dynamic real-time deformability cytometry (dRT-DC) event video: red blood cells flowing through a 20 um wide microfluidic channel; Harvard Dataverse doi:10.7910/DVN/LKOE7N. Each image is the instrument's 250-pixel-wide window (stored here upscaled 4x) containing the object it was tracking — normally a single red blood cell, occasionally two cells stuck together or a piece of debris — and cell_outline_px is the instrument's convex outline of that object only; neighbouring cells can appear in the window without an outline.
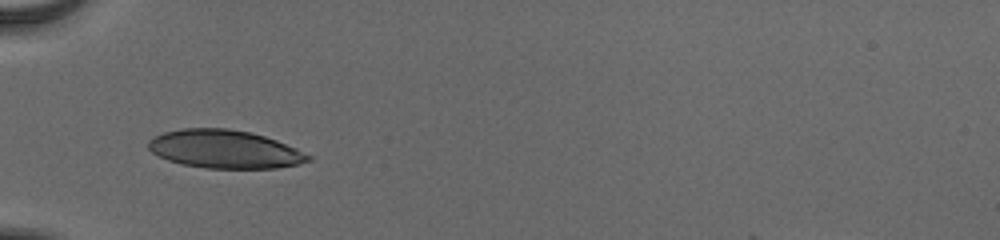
{"species": "human", "species_latin": "Homo sapiens", "temperature_condition": "cold", "stored_images_in_passage": 36, "camera_frame_rate_fps": 3000, "um_per_image_px": 0.085, "donor": {"sex": "male"}, "frame": {"image": 1, "passage_image": 1, "time_ms": 0.0, "image_size_px": [1000, 240], "cell_outline_px": [[312, 160], [296, 164], [276, 168], [204, 168], [180, 164], [168, 160], [152, 152], [148, 148], [148, 140], [164, 132], [180, 128], [228, 128], [248, 132], [264, 136], [276, 140], [296, 148], [312, 156]], "centroid_in_image_um": [19.08, 12.68], "position_along_channel_um": 65.9, "area_um2": 35.55}}
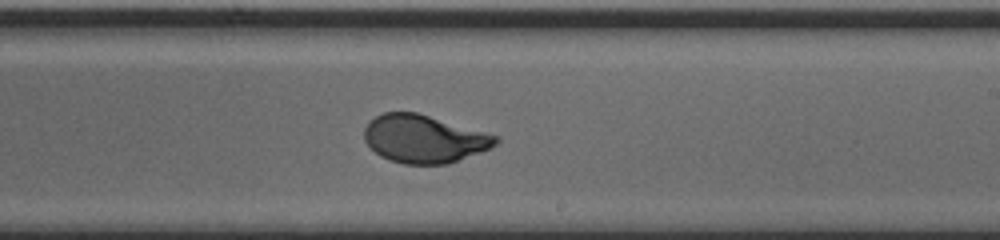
{"frame": {"image": 2, "passage_image": 16, "time_ms": 5.0, "image_size_px": [1000, 240], "cell_outline_px": [[500, 140], [492, 148], [448, 164], [404, 164], [388, 160], [380, 156], [364, 140], [364, 128], [368, 120], [384, 112], [416, 112], [500, 136]], "centroid_in_image_um": [36.05, 11.8], "position_along_channel_um": 253.0, "area_um2": 36.88}}
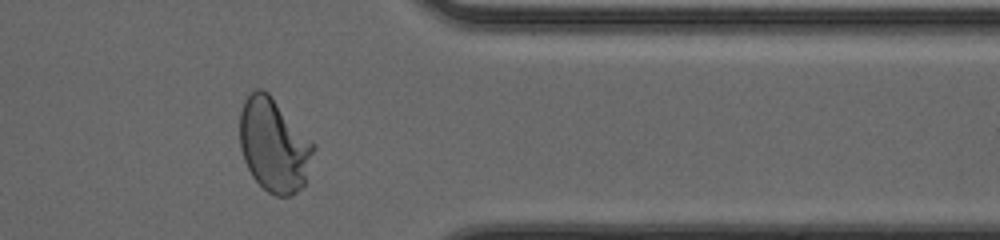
{"frame": {"image": 3, "passage_image": 27, "time_ms": 8.667, "image_size_px": [1000, 240], "cell_outline_px": [[316, 148], [304, 184], [292, 196], [276, 196], [268, 192], [252, 176], [244, 160], [240, 148], [240, 112], [244, 100], [256, 88], [260, 88], [268, 92], [316, 144]], "centroid_in_image_um": [23.3, 12.33], "position_along_channel_um": 388.1, "area_um2": 40.29}, "authors_computed_cell_mechanics": {"area_um2": 37.2521, "velocity_mm_per_s": 3.8634, "shape_relaxation_time_tau1_ms": 4.2116, "shape_relaxation_time_tau2_ms": null, "deformation_change_tau1": 0.1835, "deformation_change_tau2": null}}